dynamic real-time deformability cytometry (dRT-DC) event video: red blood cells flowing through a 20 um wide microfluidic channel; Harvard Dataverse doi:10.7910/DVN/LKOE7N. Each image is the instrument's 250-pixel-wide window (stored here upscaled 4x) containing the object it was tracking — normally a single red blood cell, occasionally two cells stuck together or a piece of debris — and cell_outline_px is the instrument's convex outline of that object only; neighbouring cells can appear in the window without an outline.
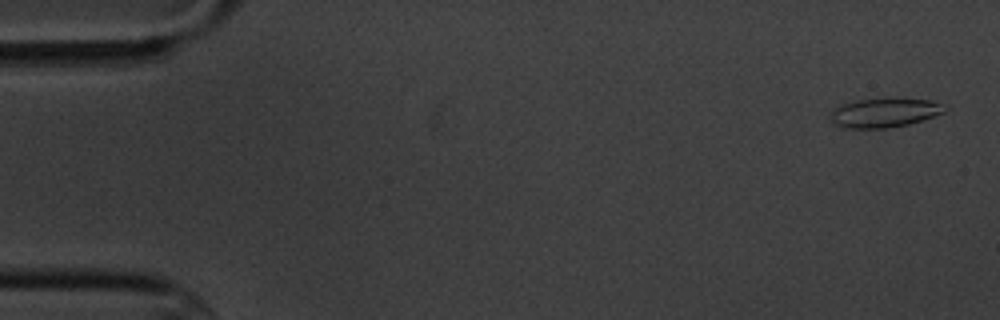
{"species": "common noctule bat (a hibernating species)", "species_latin": "Nyctalus noctula", "temperature_condition": "cold", "stored_images_in_passage": 5, "camera_frame_rate_fps": 3000, "um_per_image_px": 0.085, "animal": {"sex": "male", "body_mass_g": 20.1, "forearm_length_mm": 53.5}, "frame": {"image": 1, "passage_image": 1, "time_ms": 0.0, "image_size_px": [1000, 320], "cell_outline_px": [[948, 108], [944, 112], [908, 124], [888, 128], [840, 128], [832, 124], [828, 116], [840, 104], [856, 100], [888, 96], [900, 96], [928, 100], [948, 104]], "centroid_in_image_um": [75.17, 9.54], "position_along_channel_um": 9.8, "area_um2": 20.35}}
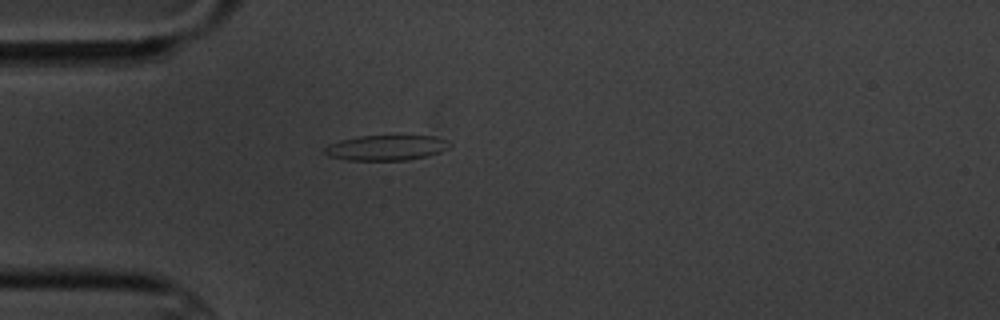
{"frame": {"image": 2, "passage_image": 5, "time_ms": 4.667, "image_size_px": [1000, 320], "cell_outline_px": [[452, 144], [448, 148], [440, 152], [428, 156], [408, 160], [344, 160], [328, 156], [324, 152], [324, 148], [328, 144], [340, 140], [360, 136], [436, 136], [448, 140]], "centroid_in_image_um": [32.84, 12.56], "position_along_channel_um": 52.2, "area_um2": 18.55}}